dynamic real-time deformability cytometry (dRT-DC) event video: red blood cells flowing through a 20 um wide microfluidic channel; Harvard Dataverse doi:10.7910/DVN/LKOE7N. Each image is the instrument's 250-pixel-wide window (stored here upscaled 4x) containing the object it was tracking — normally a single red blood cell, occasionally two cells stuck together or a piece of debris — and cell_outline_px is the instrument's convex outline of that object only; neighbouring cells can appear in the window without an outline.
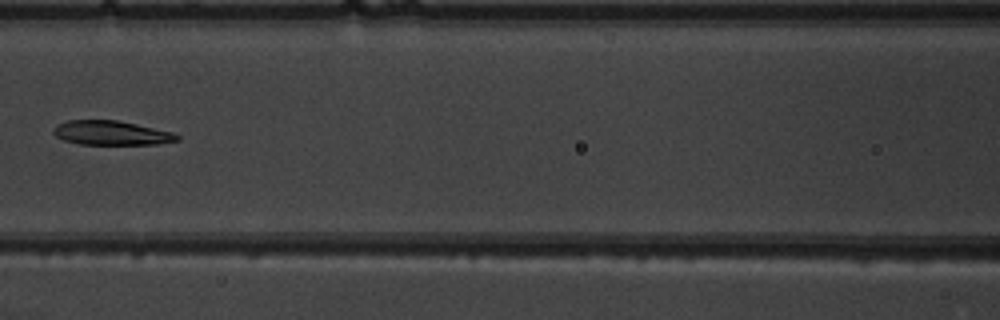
{"species": "common noctule bat (a hibernating species)", "species_latin": "Nyctalus noctula", "temperature_condition": "warm", "stored_images_in_passage": 6, "camera_frame_rate_fps": 3000, "um_per_image_px": 0.085, "animal": {"sex": "male", "body_mass_g": 19.5, "forearm_length_mm": 54.6}, "frame": {"image": 1, "passage_image": 6, "time_ms": 6.0, "image_size_px": [1000, 320], "cell_outline_px": [[180, 140], [156, 144], [80, 144], [64, 140], [56, 136], [52, 132], [56, 124], [68, 120], [116, 120], [136, 124], [172, 132], [180, 136]], "centroid_in_image_um": [9.45, 11.3], "position_along_channel_um": 157.2, "area_um2": 17.4}}